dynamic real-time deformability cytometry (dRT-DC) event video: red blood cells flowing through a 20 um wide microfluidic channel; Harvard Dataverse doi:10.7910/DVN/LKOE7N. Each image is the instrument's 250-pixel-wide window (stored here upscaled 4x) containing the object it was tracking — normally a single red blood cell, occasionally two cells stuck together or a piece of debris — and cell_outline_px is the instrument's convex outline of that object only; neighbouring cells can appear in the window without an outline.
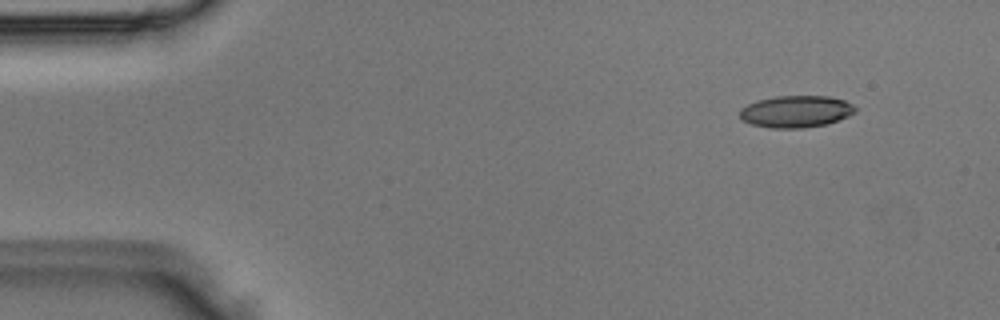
{"species": "Egyptian fruit bat (a non-hibernating species)", "species_latin": "Rousettus aegyptiacus", "temperature_condition": "room temperature", "stored_images_in_passage": 6, "camera_frame_rate_fps": 3000, "um_per_image_px": 0.085, "animal": {"sex": "male"}, "frame": {"image": 1, "passage_image": 1, "time_ms": 0.0, "image_size_px": [1000, 320], "cell_outline_px": [[856, 112], [848, 116], [828, 124], [804, 128], [772, 128], [752, 124], [744, 120], [740, 116], [740, 108], [756, 100], [776, 96], [828, 96], [844, 100], [852, 104], [856, 108]], "centroid_in_image_um": [67.67, 9.47], "position_along_channel_um": 17.3, "area_um2": 21.5}}
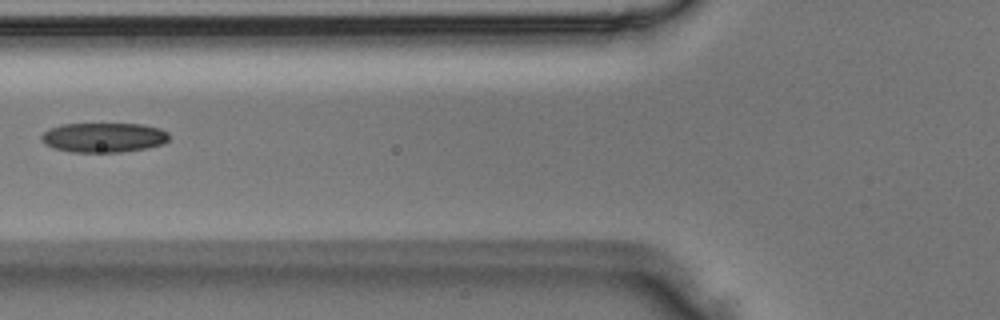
{"frame": {"image": 2, "passage_image": 5, "time_ms": 1.333, "image_size_px": [1000, 320], "cell_outline_px": [[168, 140], [164, 144], [148, 148], [120, 152], [72, 152], [56, 148], [44, 144], [40, 136], [48, 128], [60, 124], [144, 124], [160, 128], [168, 132]], "centroid_in_image_um": [8.82, 11.68], "position_along_channel_um": 117.0, "area_um2": 22.2}}